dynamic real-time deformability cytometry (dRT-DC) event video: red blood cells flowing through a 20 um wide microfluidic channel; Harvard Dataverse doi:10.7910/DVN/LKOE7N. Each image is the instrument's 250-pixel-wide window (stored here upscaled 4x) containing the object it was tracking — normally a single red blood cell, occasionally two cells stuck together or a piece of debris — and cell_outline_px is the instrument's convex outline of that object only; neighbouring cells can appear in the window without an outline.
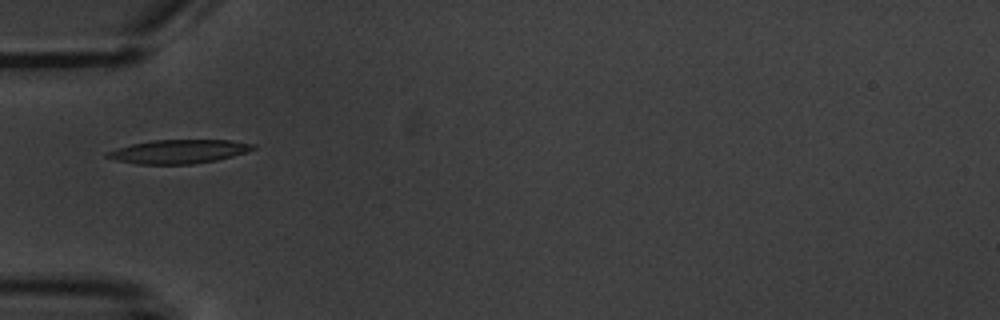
{"species": "common noctule bat (a hibernating species)", "species_latin": "Nyctalus noctula", "temperature_condition": "warm", "stored_images_in_passage": 2, "camera_frame_rate_fps": 3000, "um_per_image_px": 0.085, "animal": {"sex": "male", "body_mass_g": 20.1, "forearm_length_mm": 53.5}, "frame": {"image": 1, "passage_image": 1, "time_ms": 0.0, "image_size_px": [1000, 320], "cell_outline_px": [[256, 148], [232, 156], [216, 160], [192, 164], [136, 164], [116, 160], [104, 156], [104, 152], [116, 148], [132, 144], [152, 140], [232, 140], [256, 144]], "centroid_in_image_um": [15.15, 12.88], "position_along_channel_um": 69.8, "area_um2": 20.23}}